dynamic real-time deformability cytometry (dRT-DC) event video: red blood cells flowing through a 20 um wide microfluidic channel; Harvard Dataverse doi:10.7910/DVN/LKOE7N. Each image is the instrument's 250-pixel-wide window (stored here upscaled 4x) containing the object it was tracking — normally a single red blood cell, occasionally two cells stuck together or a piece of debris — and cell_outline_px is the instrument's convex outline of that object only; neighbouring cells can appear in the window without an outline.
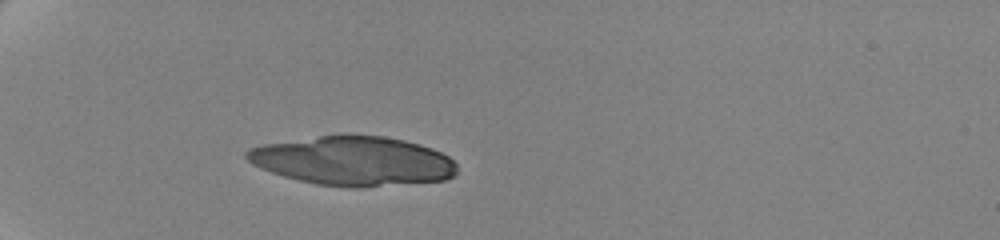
{"species": "human", "species_latin": "Homo sapiens", "temperature_condition": "cold", "stored_images_in_passage": 31, "camera_frame_rate_fps": 3000, "um_per_image_px": 0.085, "donor": {"sex": "female"}, "frame": {"image": 1, "passage_image": 1, "time_ms": 0.0, "image_size_px": [1000, 240], "cell_outline_px": [[456, 176], [444, 180], [364, 188], [348, 188], [316, 184], [284, 176], [260, 168], [252, 164], [244, 156], [244, 152], [248, 148], [264, 144], [336, 132], [352, 132], [384, 136], [404, 140], [420, 144], [432, 148], [448, 156], [456, 164]], "centroid_in_image_um": [30.0, 13.65], "position_along_channel_um": 55.0, "area_um2": 61.73}}